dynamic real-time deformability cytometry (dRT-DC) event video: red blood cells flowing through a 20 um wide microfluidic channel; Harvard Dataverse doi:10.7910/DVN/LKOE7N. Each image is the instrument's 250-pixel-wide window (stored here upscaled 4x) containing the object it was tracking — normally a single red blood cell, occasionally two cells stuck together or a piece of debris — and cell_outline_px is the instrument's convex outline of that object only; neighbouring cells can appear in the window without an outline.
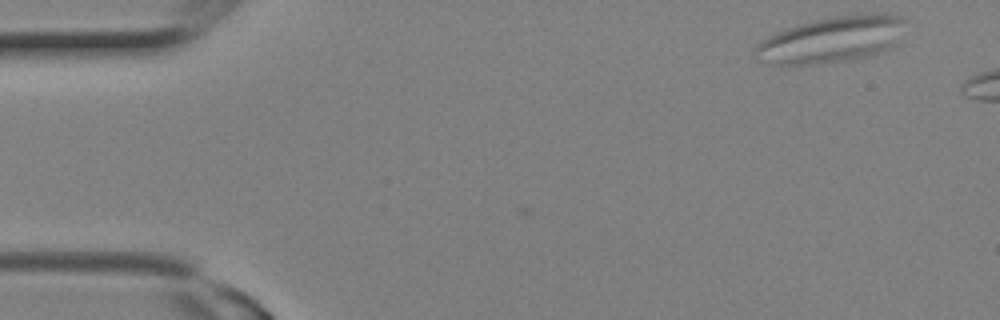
{"species": "Egyptian fruit bat (a non-hibernating species)", "species_latin": "Rousettus aegyptiacus", "temperature_condition": "room temperature", "stored_images_in_passage": 4, "camera_frame_rate_fps": 3000, "um_per_image_px": 0.085, "animal": {"sex": "female"}, "frame": {"image": 1, "passage_image": 1, "time_ms": 0.0, "image_size_px": [1000, 320], "cell_outline_px": [[908, 20], [900, 40], [896, 48], [884, 52], [844, 60], [808, 64], [768, 64], [756, 60], [752, 56], [752, 52], [756, 44], [768, 36], [784, 28], [796, 24], [812, 20], [856, 12], [888, 12], [904, 16]], "centroid_in_image_um": [70.76, 3.31], "position_along_channel_um": 14.2, "area_um2": 41.85}}